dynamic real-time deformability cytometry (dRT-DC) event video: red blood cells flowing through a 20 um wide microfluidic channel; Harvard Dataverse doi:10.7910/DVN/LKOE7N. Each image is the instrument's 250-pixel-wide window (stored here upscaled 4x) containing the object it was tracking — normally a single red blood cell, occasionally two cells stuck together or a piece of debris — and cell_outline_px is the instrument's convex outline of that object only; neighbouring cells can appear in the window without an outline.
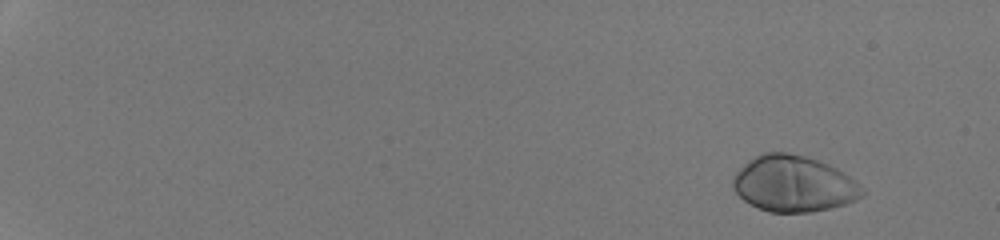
{"species": "human", "species_latin": "Homo sapiens", "temperature_condition": "room temperature", "stored_images_in_passage": 37, "camera_frame_rate_fps": 3000, "um_per_image_px": 0.085, "donor": {"sex": "male"}, "frame": {"image": 1, "passage_image": 1, "time_ms": 0.0, "image_size_px": [1000, 240], "cell_outline_px": [[864, 192], [856, 200], [844, 204], [828, 208], [808, 212], [768, 212], [744, 200], [732, 188], [732, 176], [748, 160], [760, 152], [784, 152], [804, 156], [828, 164], [836, 168], [848, 176]], "centroid_in_image_um": [67.39, 15.61], "position_along_channel_um": 17.6, "area_um2": 41.73}}
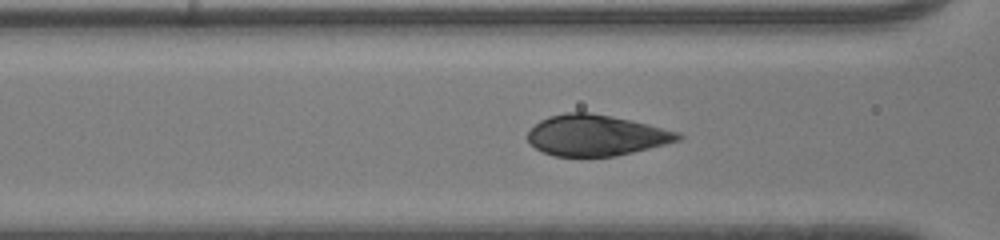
{"frame": {"image": 2, "passage_image": 22, "time_ms": 7.0, "image_size_px": [1000, 240], "cell_outline_px": [[684, 136], [680, 140], [616, 156], [552, 156], [528, 144], [528, 132], [540, 120], [548, 116], [564, 112], [592, 112], [612, 116], [648, 124], [680, 132]], "centroid_in_image_um": [50.65, 11.49], "position_along_channel_um": 116.0, "area_um2": 35.84}}
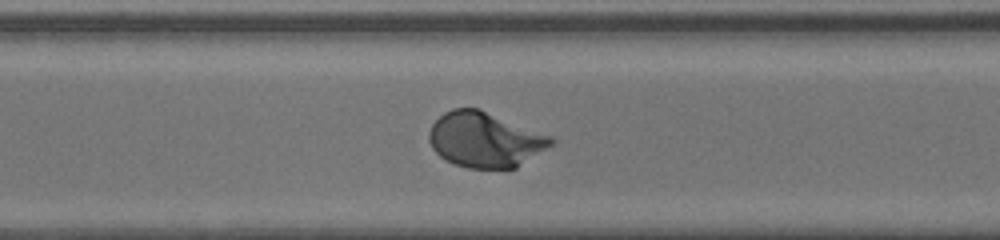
{"frame": {"image": 3, "passage_image": 37, "time_ms": 12.0, "image_size_px": [1000, 240], "cell_outline_px": [[556, 140], [552, 144], [516, 168], [468, 168], [444, 160], [432, 148], [428, 140], [428, 132], [432, 124], [444, 112], [452, 108], [480, 108], [552, 136]], "centroid_in_image_um": [41.2, 11.86], "position_along_channel_um": 329.4, "area_um2": 39.3}}